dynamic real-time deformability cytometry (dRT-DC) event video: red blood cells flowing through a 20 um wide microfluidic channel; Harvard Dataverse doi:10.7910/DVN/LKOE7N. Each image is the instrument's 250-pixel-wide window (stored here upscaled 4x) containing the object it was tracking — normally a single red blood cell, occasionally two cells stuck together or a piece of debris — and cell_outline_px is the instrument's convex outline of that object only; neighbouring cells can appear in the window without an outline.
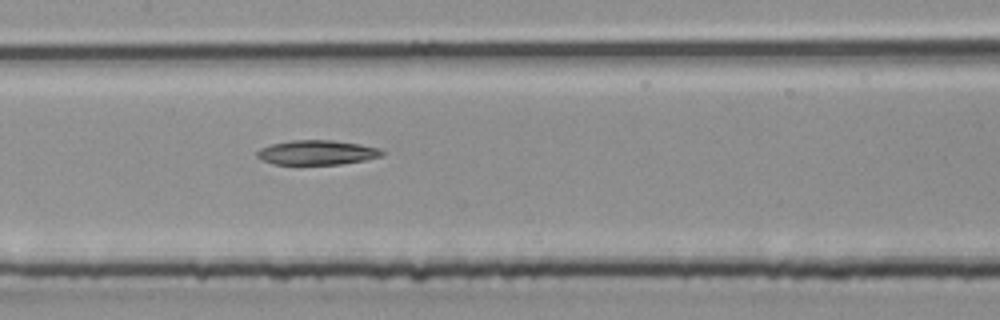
{"species": "common noctule bat (a hibernating species)", "species_latin": "Nyctalus noctula", "temperature_condition": "room temperature", "stored_images_in_passage": 10, "camera_frame_rate_fps": 3000, "um_per_image_px": 0.085, "animal": {"sex": "male", "body_mass_g": 20.4}, "frame": {"image": 1, "passage_image": 9, "time_ms": 2.667, "image_size_px": [1000, 320], "cell_outline_px": [[388, 152], [384, 156], [364, 160], [340, 164], [272, 164], [260, 160], [256, 156], [256, 152], [260, 148], [272, 144], [292, 140], [332, 140], [360, 144], [380, 148]], "centroid_in_image_um": [26.97, 12.96], "position_along_channel_um": 180.4, "area_um2": 18.09}}